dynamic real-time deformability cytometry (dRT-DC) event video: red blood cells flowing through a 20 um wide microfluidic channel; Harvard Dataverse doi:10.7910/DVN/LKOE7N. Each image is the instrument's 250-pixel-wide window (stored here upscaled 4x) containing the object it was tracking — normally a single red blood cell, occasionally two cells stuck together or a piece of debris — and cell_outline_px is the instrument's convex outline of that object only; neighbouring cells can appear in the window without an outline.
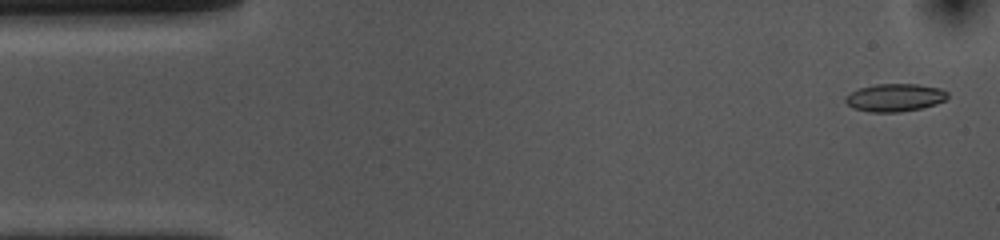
{"species": "common noctule bat (a hibernating species)", "species_latin": "Nyctalus noctula", "temperature_condition": "cold", "stored_images_in_passage": 51, "camera_frame_rate_fps": 3000, "um_per_image_px": 0.085, "animal": {"sex": "female", "body_mass_g": 10.0, "forearm_length_mm": 53.1}, "frame": {"image": 1, "passage_image": 2, "time_ms": 0.333, "image_size_px": [1000, 240], "cell_outline_px": [[948, 96], [944, 100], [936, 104], [920, 108], [900, 112], [868, 112], [852, 108], [844, 100], [844, 96], [860, 88], [876, 84], [916, 84], [940, 88], [948, 92]], "centroid_in_image_um": [76.04, 8.3], "position_along_channel_um": 9.0, "area_um2": 16.53}}
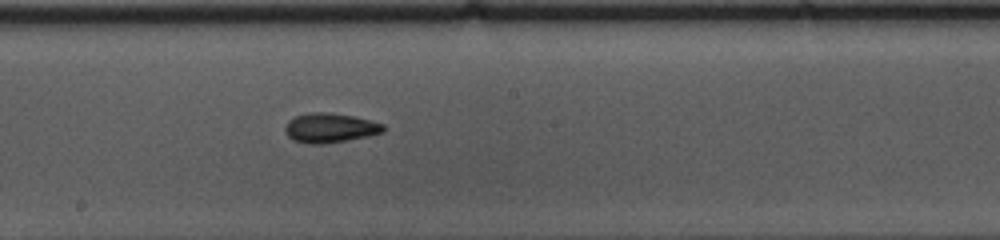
{"frame": {"image": 2, "passage_image": 28, "time_ms": 9.0, "image_size_px": [1000, 240], "cell_outline_px": [[384, 132], [368, 136], [324, 144], [308, 144], [292, 140], [288, 136], [284, 128], [288, 120], [296, 116], [312, 112], [328, 112], [352, 116], [384, 124]], "centroid_in_image_um": [28.02, 10.88], "position_along_channel_um": 220.2, "area_um2": 16.82}}
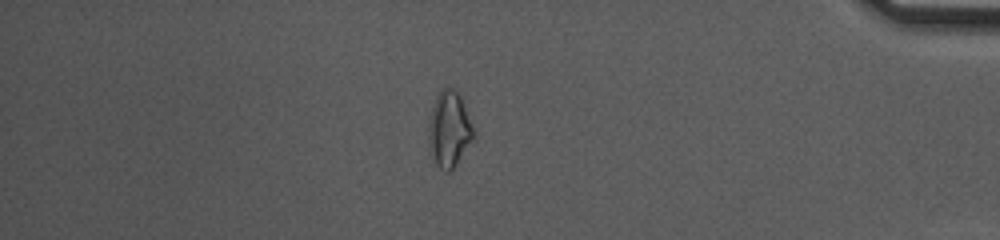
{"frame": {"image": 3, "passage_image": 46, "time_ms": 15.0, "image_size_px": [1000, 240], "cell_outline_px": [[472, 140], [456, 164], [448, 172], [444, 172], [436, 164], [428, 140], [428, 120], [436, 96], [444, 88], [452, 88], [460, 96], [472, 128]], "centroid_in_image_um": [38.13, 10.99], "position_along_channel_um": 397.1, "area_um2": 19.07}, "authors_computed_cell_mechanics": {"area_um2": 16.3574, "velocity_mm_per_s": 3.6359, "shape_relaxation_time_tau1_ms": 6.8247, "shape_relaxation_time_tau2_ms": 3.7615, "deformation_change_tau1": 0.1359, "deformation_change_tau2": 0.0952}}